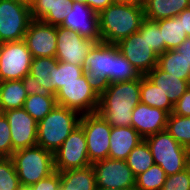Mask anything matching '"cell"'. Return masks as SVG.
Instances as JSON below:
<instances>
[{
    "label": "cell",
    "instance_id": "1",
    "mask_svg": "<svg viewBox=\"0 0 190 190\" xmlns=\"http://www.w3.org/2000/svg\"><path fill=\"white\" fill-rule=\"evenodd\" d=\"M82 66L88 84L99 96L110 83L131 81L142 76L116 44L102 41L93 45Z\"/></svg>",
    "mask_w": 190,
    "mask_h": 190
},
{
    "label": "cell",
    "instance_id": "2",
    "mask_svg": "<svg viewBox=\"0 0 190 190\" xmlns=\"http://www.w3.org/2000/svg\"><path fill=\"white\" fill-rule=\"evenodd\" d=\"M141 77L131 81L110 83L99 96L97 113L111 127L132 126V111L141 102Z\"/></svg>",
    "mask_w": 190,
    "mask_h": 190
},
{
    "label": "cell",
    "instance_id": "3",
    "mask_svg": "<svg viewBox=\"0 0 190 190\" xmlns=\"http://www.w3.org/2000/svg\"><path fill=\"white\" fill-rule=\"evenodd\" d=\"M144 19L143 4L112 3L98 14L101 41L117 44L138 32Z\"/></svg>",
    "mask_w": 190,
    "mask_h": 190
},
{
    "label": "cell",
    "instance_id": "4",
    "mask_svg": "<svg viewBox=\"0 0 190 190\" xmlns=\"http://www.w3.org/2000/svg\"><path fill=\"white\" fill-rule=\"evenodd\" d=\"M81 116L77 111L57 104L37 123V145L54 154L79 126Z\"/></svg>",
    "mask_w": 190,
    "mask_h": 190
},
{
    "label": "cell",
    "instance_id": "5",
    "mask_svg": "<svg viewBox=\"0 0 190 190\" xmlns=\"http://www.w3.org/2000/svg\"><path fill=\"white\" fill-rule=\"evenodd\" d=\"M11 158L23 189L55 172L54 154L38 145L15 151Z\"/></svg>",
    "mask_w": 190,
    "mask_h": 190
},
{
    "label": "cell",
    "instance_id": "6",
    "mask_svg": "<svg viewBox=\"0 0 190 190\" xmlns=\"http://www.w3.org/2000/svg\"><path fill=\"white\" fill-rule=\"evenodd\" d=\"M144 140L150 148L154 163L165 171L166 176L187 169L190 150L181 146L166 130L152 134Z\"/></svg>",
    "mask_w": 190,
    "mask_h": 190
},
{
    "label": "cell",
    "instance_id": "7",
    "mask_svg": "<svg viewBox=\"0 0 190 190\" xmlns=\"http://www.w3.org/2000/svg\"><path fill=\"white\" fill-rule=\"evenodd\" d=\"M32 20L26 0H0V44L24 40Z\"/></svg>",
    "mask_w": 190,
    "mask_h": 190
},
{
    "label": "cell",
    "instance_id": "8",
    "mask_svg": "<svg viewBox=\"0 0 190 190\" xmlns=\"http://www.w3.org/2000/svg\"><path fill=\"white\" fill-rule=\"evenodd\" d=\"M56 103L83 114L96 113L99 106V95L88 84L85 74L77 81L67 83L56 94Z\"/></svg>",
    "mask_w": 190,
    "mask_h": 190
},
{
    "label": "cell",
    "instance_id": "9",
    "mask_svg": "<svg viewBox=\"0 0 190 190\" xmlns=\"http://www.w3.org/2000/svg\"><path fill=\"white\" fill-rule=\"evenodd\" d=\"M116 45L141 75H146L157 66L159 55L150 48L145 40V19L138 32L122 39Z\"/></svg>",
    "mask_w": 190,
    "mask_h": 190
},
{
    "label": "cell",
    "instance_id": "10",
    "mask_svg": "<svg viewBox=\"0 0 190 190\" xmlns=\"http://www.w3.org/2000/svg\"><path fill=\"white\" fill-rule=\"evenodd\" d=\"M32 54L24 40L0 44V81L22 80L30 73Z\"/></svg>",
    "mask_w": 190,
    "mask_h": 190
},
{
    "label": "cell",
    "instance_id": "11",
    "mask_svg": "<svg viewBox=\"0 0 190 190\" xmlns=\"http://www.w3.org/2000/svg\"><path fill=\"white\" fill-rule=\"evenodd\" d=\"M79 125L85 133L90 163L108 158L112 127L97 112L83 114Z\"/></svg>",
    "mask_w": 190,
    "mask_h": 190
},
{
    "label": "cell",
    "instance_id": "12",
    "mask_svg": "<svg viewBox=\"0 0 190 190\" xmlns=\"http://www.w3.org/2000/svg\"><path fill=\"white\" fill-rule=\"evenodd\" d=\"M90 165L85 133L79 125L54 153V168L55 171L62 172Z\"/></svg>",
    "mask_w": 190,
    "mask_h": 190
},
{
    "label": "cell",
    "instance_id": "13",
    "mask_svg": "<svg viewBox=\"0 0 190 190\" xmlns=\"http://www.w3.org/2000/svg\"><path fill=\"white\" fill-rule=\"evenodd\" d=\"M91 165L95 173L97 187L135 188L136 176L128 167L126 160L106 158Z\"/></svg>",
    "mask_w": 190,
    "mask_h": 190
},
{
    "label": "cell",
    "instance_id": "14",
    "mask_svg": "<svg viewBox=\"0 0 190 190\" xmlns=\"http://www.w3.org/2000/svg\"><path fill=\"white\" fill-rule=\"evenodd\" d=\"M56 42L55 58L60 62L70 63L75 66L83 65L85 57L96 43L60 25L57 26Z\"/></svg>",
    "mask_w": 190,
    "mask_h": 190
},
{
    "label": "cell",
    "instance_id": "15",
    "mask_svg": "<svg viewBox=\"0 0 190 190\" xmlns=\"http://www.w3.org/2000/svg\"><path fill=\"white\" fill-rule=\"evenodd\" d=\"M24 41L33 58L56 56L57 26L32 19Z\"/></svg>",
    "mask_w": 190,
    "mask_h": 190
},
{
    "label": "cell",
    "instance_id": "16",
    "mask_svg": "<svg viewBox=\"0 0 190 190\" xmlns=\"http://www.w3.org/2000/svg\"><path fill=\"white\" fill-rule=\"evenodd\" d=\"M11 130L13 151L37 145V122L23 108L4 112Z\"/></svg>",
    "mask_w": 190,
    "mask_h": 190
},
{
    "label": "cell",
    "instance_id": "17",
    "mask_svg": "<svg viewBox=\"0 0 190 190\" xmlns=\"http://www.w3.org/2000/svg\"><path fill=\"white\" fill-rule=\"evenodd\" d=\"M77 32L82 37L101 42L98 14L84 3L74 2L60 25Z\"/></svg>",
    "mask_w": 190,
    "mask_h": 190
},
{
    "label": "cell",
    "instance_id": "18",
    "mask_svg": "<svg viewBox=\"0 0 190 190\" xmlns=\"http://www.w3.org/2000/svg\"><path fill=\"white\" fill-rule=\"evenodd\" d=\"M132 127L144 138L166 130L168 113L139 103L132 111Z\"/></svg>",
    "mask_w": 190,
    "mask_h": 190
},
{
    "label": "cell",
    "instance_id": "19",
    "mask_svg": "<svg viewBox=\"0 0 190 190\" xmlns=\"http://www.w3.org/2000/svg\"><path fill=\"white\" fill-rule=\"evenodd\" d=\"M32 19L59 26L72 8L70 0H30Z\"/></svg>",
    "mask_w": 190,
    "mask_h": 190
},
{
    "label": "cell",
    "instance_id": "20",
    "mask_svg": "<svg viewBox=\"0 0 190 190\" xmlns=\"http://www.w3.org/2000/svg\"><path fill=\"white\" fill-rule=\"evenodd\" d=\"M143 140L132 126L112 127L108 158L126 160L130 152Z\"/></svg>",
    "mask_w": 190,
    "mask_h": 190
},
{
    "label": "cell",
    "instance_id": "21",
    "mask_svg": "<svg viewBox=\"0 0 190 190\" xmlns=\"http://www.w3.org/2000/svg\"><path fill=\"white\" fill-rule=\"evenodd\" d=\"M145 76L169 98V101L173 105L181 98L190 86L188 81L178 79L177 76L168 74L158 66Z\"/></svg>",
    "mask_w": 190,
    "mask_h": 190
},
{
    "label": "cell",
    "instance_id": "22",
    "mask_svg": "<svg viewBox=\"0 0 190 190\" xmlns=\"http://www.w3.org/2000/svg\"><path fill=\"white\" fill-rule=\"evenodd\" d=\"M189 7V0H144L145 19L157 21L173 18Z\"/></svg>",
    "mask_w": 190,
    "mask_h": 190
},
{
    "label": "cell",
    "instance_id": "23",
    "mask_svg": "<svg viewBox=\"0 0 190 190\" xmlns=\"http://www.w3.org/2000/svg\"><path fill=\"white\" fill-rule=\"evenodd\" d=\"M92 165L60 172V190H96Z\"/></svg>",
    "mask_w": 190,
    "mask_h": 190
},
{
    "label": "cell",
    "instance_id": "24",
    "mask_svg": "<svg viewBox=\"0 0 190 190\" xmlns=\"http://www.w3.org/2000/svg\"><path fill=\"white\" fill-rule=\"evenodd\" d=\"M27 97L22 80L0 81V106L3 112L23 108Z\"/></svg>",
    "mask_w": 190,
    "mask_h": 190
},
{
    "label": "cell",
    "instance_id": "25",
    "mask_svg": "<svg viewBox=\"0 0 190 190\" xmlns=\"http://www.w3.org/2000/svg\"><path fill=\"white\" fill-rule=\"evenodd\" d=\"M157 66L168 74L190 83V62L184 55L179 54L177 50H167L160 54Z\"/></svg>",
    "mask_w": 190,
    "mask_h": 190
},
{
    "label": "cell",
    "instance_id": "26",
    "mask_svg": "<svg viewBox=\"0 0 190 190\" xmlns=\"http://www.w3.org/2000/svg\"><path fill=\"white\" fill-rule=\"evenodd\" d=\"M155 22L161 29L160 33L162 40H164V52L176 50L188 38L182 27V20L178 16L160 19Z\"/></svg>",
    "mask_w": 190,
    "mask_h": 190
},
{
    "label": "cell",
    "instance_id": "27",
    "mask_svg": "<svg viewBox=\"0 0 190 190\" xmlns=\"http://www.w3.org/2000/svg\"><path fill=\"white\" fill-rule=\"evenodd\" d=\"M141 103L150 107L158 108L166 111L168 114L173 112L174 105L169 98L157 88L145 75L141 76Z\"/></svg>",
    "mask_w": 190,
    "mask_h": 190
},
{
    "label": "cell",
    "instance_id": "28",
    "mask_svg": "<svg viewBox=\"0 0 190 190\" xmlns=\"http://www.w3.org/2000/svg\"><path fill=\"white\" fill-rule=\"evenodd\" d=\"M83 66L58 61L50 73L52 87L56 92L67 83L77 81L84 74Z\"/></svg>",
    "mask_w": 190,
    "mask_h": 190
},
{
    "label": "cell",
    "instance_id": "29",
    "mask_svg": "<svg viewBox=\"0 0 190 190\" xmlns=\"http://www.w3.org/2000/svg\"><path fill=\"white\" fill-rule=\"evenodd\" d=\"M57 62L58 60L54 57L33 58L29 73L43 88L48 89L54 95L56 94V90L52 87L50 73Z\"/></svg>",
    "mask_w": 190,
    "mask_h": 190
},
{
    "label": "cell",
    "instance_id": "30",
    "mask_svg": "<svg viewBox=\"0 0 190 190\" xmlns=\"http://www.w3.org/2000/svg\"><path fill=\"white\" fill-rule=\"evenodd\" d=\"M128 167L135 176L148 170L154 165V158L145 140L141 141L128 155L126 159Z\"/></svg>",
    "mask_w": 190,
    "mask_h": 190
},
{
    "label": "cell",
    "instance_id": "31",
    "mask_svg": "<svg viewBox=\"0 0 190 190\" xmlns=\"http://www.w3.org/2000/svg\"><path fill=\"white\" fill-rule=\"evenodd\" d=\"M166 131L183 147L190 150V117L169 114Z\"/></svg>",
    "mask_w": 190,
    "mask_h": 190
},
{
    "label": "cell",
    "instance_id": "32",
    "mask_svg": "<svg viewBox=\"0 0 190 190\" xmlns=\"http://www.w3.org/2000/svg\"><path fill=\"white\" fill-rule=\"evenodd\" d=\"M56 105L55 97H45L40 94H35L26 98L23 109L38 123L50 113Z\"/></svg>",
    "mask_w": 190,
    "mask_h": 190
},
{
    "label": "cell",
    "instance_id": "33",
    "mask_svg": "<svg viewBox=\"0 0 190 190\" xmlns=\"http://www.w3.org/2000/svg\"><path fill=\"white\" fill-rule=\"evenodd\" d=\"M165 171L157 164L136 176V190H161L165 180Z\"/></svg>",
    "mask_w": 190,
    "mask_h": 190
},
{
    "label": "cell",
    "instance_id": "34",
    "mask_svg": "<svg viewBox=\"0 0 190 190\" xmlns=\"http://www.w3.org/2000/svg\"><path fill=\"white\" fill-rule=\"evenodd\" d=\"M11 157H0V190H22Z\"/></svg>",
    "mask_w": 190,
    "mask_h": 190
},
{
    "label": "cell",
    "instance_id": "35",
    "mask_svg": "<svg viewBox=\"0 0 190 190\" xmlns=\"http://www.w3.org/2000/svg\"><path fill=\"white\" fill-rule=\"evenodd\" d=\"M161 29L155 21L145 19V40L158 55L164 53Z\"/></svg>",
    "mask_w": 190,
    "mask_h": 190
},
{
    "label": "cell",
    "instance_id": "36",
    "mask_svg": "<svg viewBox=\"0 0 190 190\" xmlns=\"http://www.w3.org/2000/svg\"><path fill=\"white\" fill-rule=\"evenodd\" d=\"M11 130L5 115L0 117V157H12L13 155Z\"/></svg>",
    "mask_w": 190,
    "mask_h": 190
},
{
    "label": "cell",
    "instance_id": "37",
    "mask_svg": "<svg viewBox=\"0 0 190 190\" xmlns=\"http://www.w3.org/2000/svg\"><path fill=\"white\" fill-rule=\"evenodd\" d=\"M161 190H190V174L188 169L167 176Z\"/></svg>",
    "mask_w": 190,
    "mask_h": 190
},
{
    "label": "cell",
    "instance_id": "38",
    "mask_svg": "<svg viewBox=\"0 0 190 190\" xmlns=\"http://www.w3.org/2000/svg\"><path fill=\"white\" fill-rule=\"evenodd\" d=\"M22 82L28 96L40 94L45 97H55L51 91L43 88L39 82L29 74L22 79Z\"/></svg>",
    "mask_w": 190,
    "mask_h": 190
},
{
    "label": "cell",
    "instance_id": "39",
    "mask_svg": "<svg viewBox=\"0 0 190 190\" xmlns=\"http://www.w3.org/2000/svg\"><path fill=\"white\" fill-rule=\"evenodd\" d=\"M27 190H60V172L55 171L47 178L28 187Z\"/></svg>",
    "mask_w": 190,
    "mask_h": 190
},
{
    "label": "cell",
    "instance_id": "40",
    "mask_svg": "<svg viewBox=\"0 0 190 190\" xmlns=\"http://www.w3.org/2000/svg\"><path fill=\"white\" fill-rule=\"evenodd\" d=\"M173 114L190 117V86L181 98L174 104Z\"/></svg>",
    "mask_w": 190,
    "mask_h": 190
},
{
    "label": "cell",
    "instance_id": "41",
    "mask_svg": "<svg viewBox=\"0 0 190 190\" xmlns=\"http://www.w3.org/2000/svg\"><path fill=\"white\" fill-rule=\"evenodd\" d=\"M114 3V0H87L86 5L90 7L96 14L106 9L109 5Z\"/></svg>",
    "mask_w": 190,
    "mask_h": 190
},
{
    "label": "cell",
    "instance_id": "42",
    "mask_svg": "<svg viewBox=\"0 0 190 190\" xmlns=\"http://www.w3.org/2000/svg\"><path fill=\"white\" fill-rule=\"evenodd\" d=\"M178 17L182 20V27L185 30L188 38H190V9L183 10Z\"/></svg>",
    "mask_w": 190,
    "mask_h": 190
},
{
    "label": "cell",
    "instance_id": "43",
    "mask_svg": "<svg viewBox=\"0 0 190 190\" xmlns=\"http://www.w3.org/2000/svg\"><path fill=\"white\" fill-rule=\"evenodd\" d=\"M179 54H182L190 62V38H187L183 43L176 49Z\"/></svg>",
    "mask_w": 190,
    "mask_h": 190
},
{
    "label": "cell",
    "instance_id": "44",
    "mask_svg": "<svg viewBox=\"0 0 190 190\" xmlns=\"http://www.w3.org/2000/svg\"><path fill=\"white\" fill-rule=\"evenodd\" d=\"M144 0H114V3L143 4Z\"/></svg>",
    "mask_w": 190,
    "mask_h": 190
},
{
    "label": "cell",
    "instance_id": "45",
    "mask_svg": "<svg viewBox=\"0 0 190 190\" xmlns=\"http://www.w3.org/2000/svg\"><path fill=\"white\" fill-rule=\"evenodd\" d=\"M96 190H136L135 188L113 189V188H101L97 187Z\"/></svg>",
    "mask_w": 190,
    "mask_h": 190
},
{
    "label": "cell",
    "instance_id": "46",
    "mask_svg": "<svg viewBox=\"0 0 190 190\" xmlns=\"http://www.w3.org/2000/svg\"><path fill=\"white\" fill-rule=\"evenodd\" d=\"M72 3H74V2H80V3H84V4H86V1L87 0H70Z\"/></svg>",
    "mask_w": 190,
    "mask_h": 190
},
{
    "label": "cell",
    "instance_id": "47",
    "mask_svg": "<svg viewBox=\"0 0 190 190\" xmlns=\"http://www.w3.org/2000/svg\"><path fill=\"white\" fill-rule=\"evenodd\" d=\"M187 169H188L189 174H190V158H189V161H188Z\"/></svg>",
    "mask_w": 190,
    "mask_h": 190
},
{
    "label": "cell",
    "instance_id": "48",
    "mask_svg": "<svg viewBox=\"0 0 190 190\" xmlns=\"http://www.w3.org/2000/svg\"><path fill=\"white\" fill-rule=\"evenodd\" d=\"M2 115H4V112H3V110H2V107L0 106V117H1Z\"/></svg>",
    "mask_w": 190,
    "mask_h": 190
}]
</instances>
